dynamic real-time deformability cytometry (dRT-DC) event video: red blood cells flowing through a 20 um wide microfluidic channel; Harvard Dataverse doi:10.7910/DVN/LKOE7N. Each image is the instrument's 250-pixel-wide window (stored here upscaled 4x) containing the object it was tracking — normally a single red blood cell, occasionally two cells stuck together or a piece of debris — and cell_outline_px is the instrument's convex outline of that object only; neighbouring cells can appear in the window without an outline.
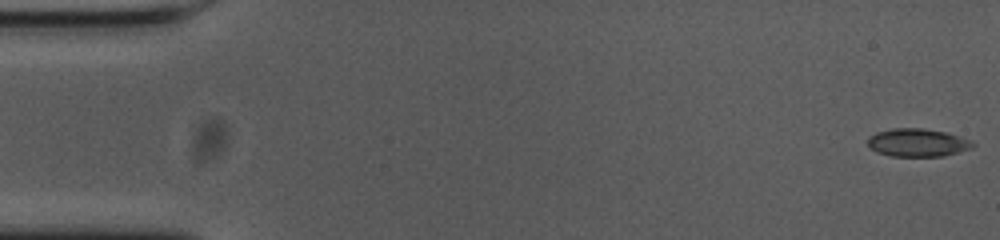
{"species": "common noctule bat (a hibernating species)", "species_latin": "Nyctalus noctula", "temperature_condition": "cold", "stored_images_in_passage": 55, "camera_frame_rate_fps": 3000, "um_per_image_px": 0.085, "animal": {"sex": "female", "body_mass_g": 23.0, "forearm_length_mm": 53.4}, "frame": {"image": 1, "passage_image": 1, "time_ms": 0.0, "image_size_px": [1000, 240], "cell_outline_px": [[976, 144], [972, 148], [944, 156], [892, 156], [876, 152], [868, 144], [868, 136], [876, 132], [892, 128], [924, 128], [944, 132], [960, 136], [972, 140]], "centroid_in_image_um": [78.01, 12.12], "position_along_channel_um": 7.0, "area_um2": 17.22}}
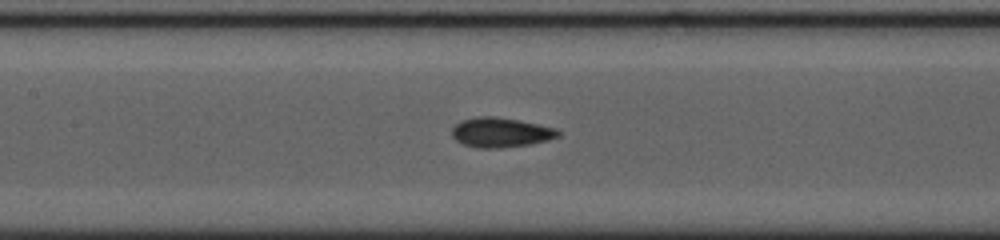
{"frame": {"image": 2, "passage_image": 25, "time_ms": 8.0, "image_size_px": [1000, 240], "cell_outline_px": [[560, 136], [548, 140], [528, 144], [496, 148], [480, 148], [464, 144], [456, 140], [452, 136], [452, 128], [460, 120], [476, 116], [492, 116], [516, 120], [556, 128], [560, 132]], "centroid_in_image_um": [42.53, 11.25], "position_along_channel_um": 164.9, "area_um2": 18.15}}
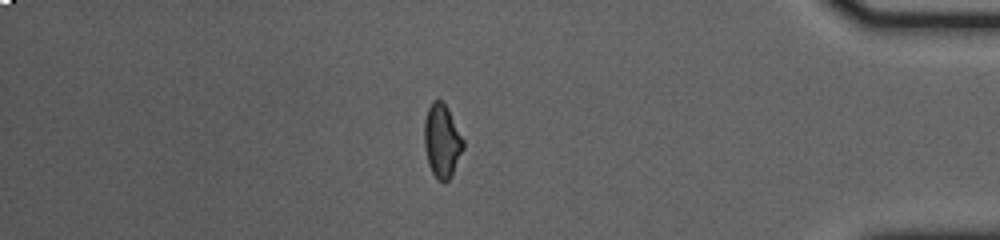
{"frame": {"image": 3, "passage_image": 47, "time_ms": 15.333, "image_size_px": [1000, 240], "cell_outline_px": [[464, 148], [452, 176], [448, 180], [436, 180], [428, 164], [424, 144], [424, 120], [428, 108], [432, 100], [440, 100], [448, 108], [464, 140]], "centroid_in_image_um": [37.57, 11.98], "position_along_channel_um": 397.6, "area_um2": 16.76}, "authors_computed_cell_mechanics": {"area_um2": 17.1666, "velocity_mm_per_s": 3.6951, "shape_relaxation_time_tau1_ms": 5.9192, "shape_relaxation_time_tau2_ms": 2.9867, "deformation_change_tau1": 0.1658, "deformation_change_tau2": 0.0817}}